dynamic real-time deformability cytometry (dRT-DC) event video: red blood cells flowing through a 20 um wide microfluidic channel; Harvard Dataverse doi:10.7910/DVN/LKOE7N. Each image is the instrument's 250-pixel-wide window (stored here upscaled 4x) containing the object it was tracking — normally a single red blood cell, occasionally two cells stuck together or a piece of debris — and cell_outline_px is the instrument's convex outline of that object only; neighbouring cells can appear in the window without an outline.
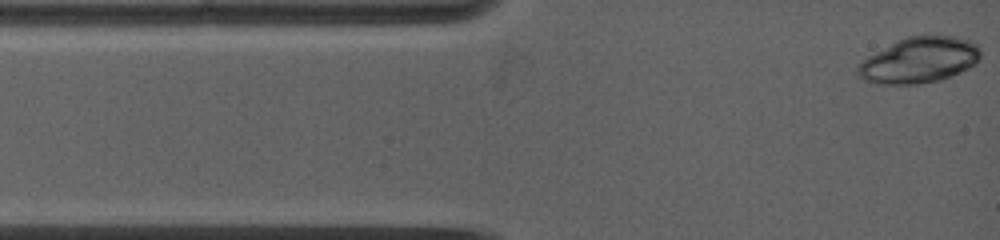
{"species": "common noctule bat (a hibernating species)", "species_latin": "Nyctalus noctula", "temperature_condition": "warm", "stored_images_in_passage": 4, "camera_frame_rate_fps": 5000, "um_per_image_px": 0.085, "animal": {"sex": "female", "body_mass_g": 19.0, "forearm_length_mm": 53.3}, "frame": {"image": 1, "passage_image": 1, "time_ms": 0.0, "image_size_px": [1000, 240], "cell_outline_px": [[980, 56], [968, 68], [960, 72], [940, 80], [920, 84], [876, 84], [864, 80], [856, 76], [856, 68], [868, 56], [908, 36], [952, 36], [968, 40], [976, 44], [980, 48]], "centroid_in_image_um": [78.1, 5.14], "position_along_channel_um": 6.9, "area_um2": 32.31}}
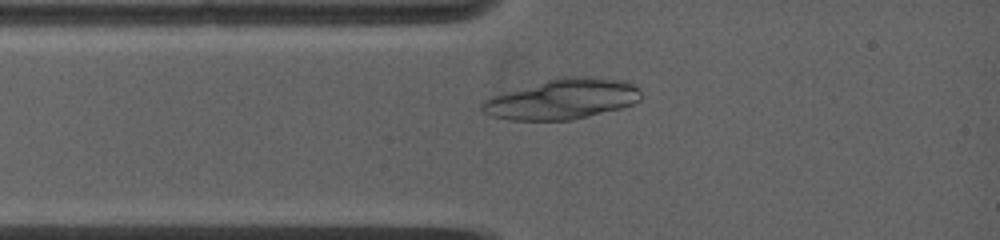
{"frame": {"image": 2, "passage_image": 4, "time_ms": 2.0, "image_size_px": [1000, 240], "cell_outline_px": [[640, 100], [632, 104], [620, 108], [572, 120], [508, 120], [492, 116], [484, 112], [480, 108], [480, 104], [488, 96], [548, 80], [564, 76], [588, 76], [628, 80], [636, 84], [640, 88]], "centroid_in_image_um": [47.81, 8.41], "position_along_channel_um": 37.2, "area_um2": 37.63}}